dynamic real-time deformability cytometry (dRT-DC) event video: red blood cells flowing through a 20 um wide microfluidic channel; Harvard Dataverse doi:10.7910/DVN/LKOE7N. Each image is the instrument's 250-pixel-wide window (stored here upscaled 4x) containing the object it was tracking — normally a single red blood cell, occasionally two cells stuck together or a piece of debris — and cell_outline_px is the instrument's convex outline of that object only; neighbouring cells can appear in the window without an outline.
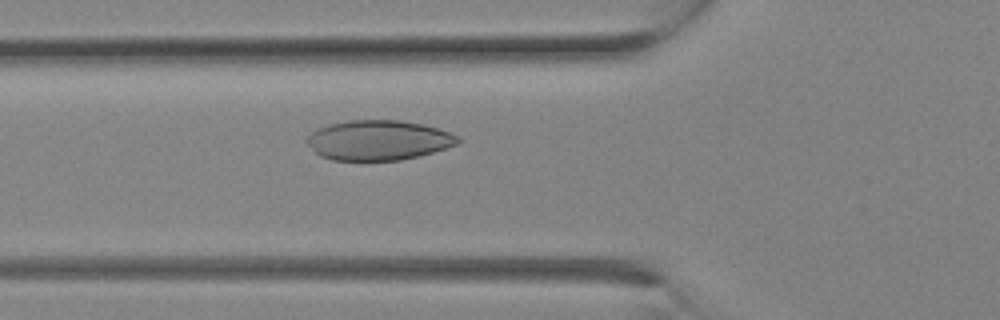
{"species": "Egyptian fruit bat (a non-hibernating species)", "species_latin": "Rousettus aegyptiacus", "temperature_condition": "room temperature", "stored_images_in_passage": 10, "camera_frame_rate_fps": 3000, "um_per_image_px": 0.085, "animal": {"sex": "female"}, "frame": {"image": 1, "passage_image": 10, "time_ms": 3.0, "image_size_px": [1000, 320], "cell_outline_px": [[460, 140], [456, 144], [432, 152], [400, 160], [332, 160], [320, 156], [304, 140], [316, 128], [328, 124], [348, 120], [400, 120], [424, 124], [452, 132], [460, 136]], "centroid_in_image_um": [32.15, 11.9], "position_along_channel_um": 93.6, "area_um2": 35.2}}